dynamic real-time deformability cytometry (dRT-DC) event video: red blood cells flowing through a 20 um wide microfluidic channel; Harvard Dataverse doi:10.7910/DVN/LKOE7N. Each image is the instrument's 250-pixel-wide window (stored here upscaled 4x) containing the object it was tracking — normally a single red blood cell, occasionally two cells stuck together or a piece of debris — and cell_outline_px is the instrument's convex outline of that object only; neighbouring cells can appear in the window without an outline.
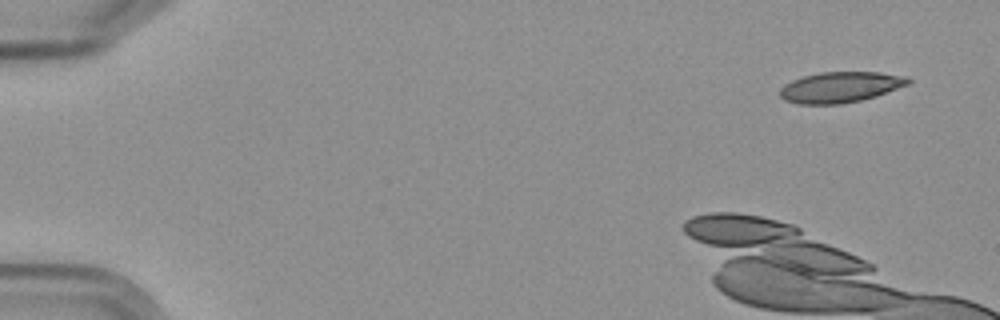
{"species": "Egyptian fruit bat (a non-hibernating species)", "species_latin": "Rousettus aegyptiacus", "temperature_condition": "cold", "stored_images_in_passage": 6, "camera_frame_rate_fps": 3000, "um_per_image_px": 0.085, "frame": {"image": 1, "passage_image": 1, "time_ms": 0.0, "image_size_px": [1000, 320], "cell_outline_px": [[912, 80], [908, 84], [876, 96], [860, 100], [840, 104], [800, 104], [784, 100], [780, 96], [780, 88], [784, 84], [792, 80], [804, 76], [820, 72], [880, 72], [908, 76]], "centroid_in_image_um": [71.43, 7.4], "position_along_channel_um": 13.6, "area_um2": 22.95}}